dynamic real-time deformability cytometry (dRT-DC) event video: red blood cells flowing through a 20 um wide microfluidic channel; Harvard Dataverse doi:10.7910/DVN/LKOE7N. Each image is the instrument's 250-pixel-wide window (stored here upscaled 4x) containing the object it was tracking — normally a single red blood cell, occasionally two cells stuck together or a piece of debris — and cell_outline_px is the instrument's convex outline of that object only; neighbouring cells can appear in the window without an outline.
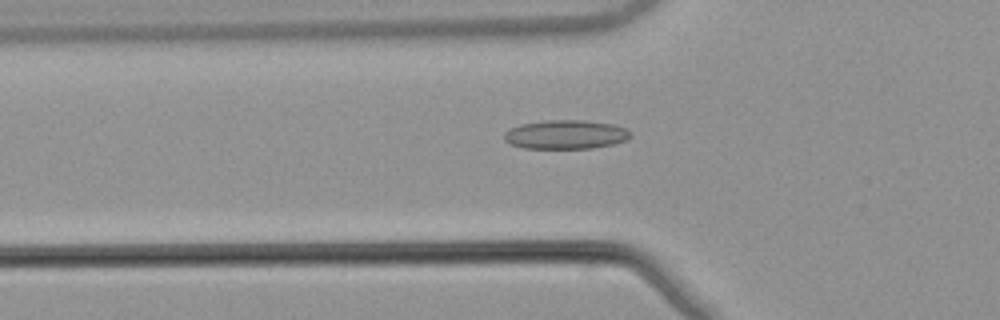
{"species": "common noctule bat (a hibernating species)", "species_latin": "Nyctalus noctula", "temperature_condition": "warm", "stored_images_in_passage": 36, "camera_frame_rate_fps": 3000, "um_per_image_px": 0.085, "animal": {"sex": "male", "body_mass_g": 21.5, "forearm_length_mm": 52.0}, "frame": {"image": 1, "passage_image": 2, "time_ms": 0.333, "image_size_px": [1000, 320], "cell_outline_px": [[632, 136], [624, 140], [612, 144], [592, 148], [524, 148], [512, 144], [504, 140], [504, 132], [508, 128], [520, 124], [544, 120], [584, 120], [612, 124], [628, 128], [632, 132]], "centroid_in_image_um": [48.08, 11.42], "position_along_channel_um": 77.7, "area_um2": 21.44}}
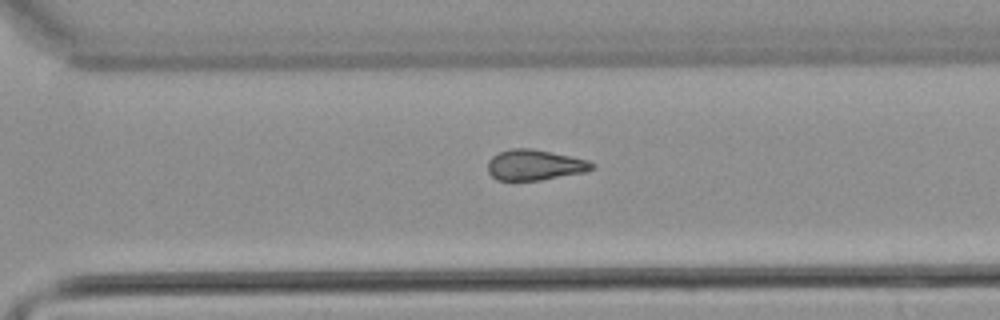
{"frame": {"image": 2, "passage_image": 21, "time_ms": 6.667, "image_size_px": [1000, 320], "cell_outline_px": [[596, 164], [592, 168], [584, 172], [540, 180], [496, 180], [488, 172], [488, 160], [492, 156], [500, 152], [512, 148], [532, 148], [552, 152], [588, 160]], "centroid_in_image_um": [45.43, 14.01], "position_along_channel_um": 325.2, "area_um2": 18.5}}
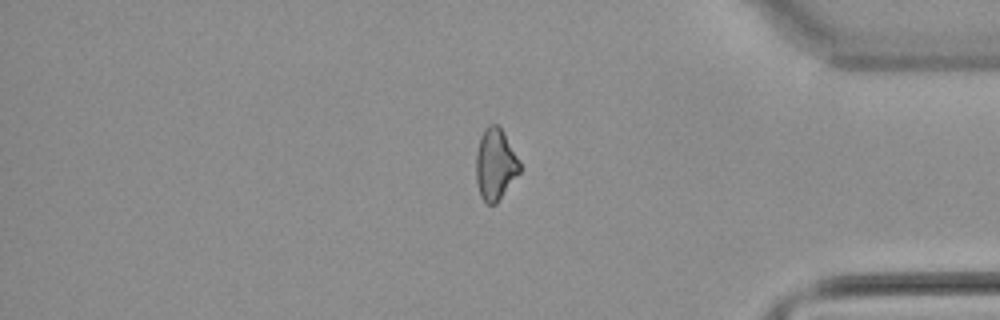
{"frame": {"image": 3, "passage_image": 28, "time_ms": 9.0, "image_size_px": [1000, 320], "cell_outline_px": [[520, 172], [496, 204], [488, 204], [480, 196], [476, 180], [476, 152], [480, 136], [484, 128], [488, 124], [496, 124], [504, 132], [520, 160]], "centroid_in_image_um": [42.1, 13.95], "position_along_channel_um": 393.1, "area_um2": 18.32}, "authors_computed_cell_mechanics": {"area_um2": 18.7272, "velocity_mm_per_s": 3.9011, "shape_relaxation_time_tau1_ms": null, "shape_relaxation_time_tau2_ms": 3.7445, "deformation_change_tau1": null, "deformation_change_tau2": 0.1201}}